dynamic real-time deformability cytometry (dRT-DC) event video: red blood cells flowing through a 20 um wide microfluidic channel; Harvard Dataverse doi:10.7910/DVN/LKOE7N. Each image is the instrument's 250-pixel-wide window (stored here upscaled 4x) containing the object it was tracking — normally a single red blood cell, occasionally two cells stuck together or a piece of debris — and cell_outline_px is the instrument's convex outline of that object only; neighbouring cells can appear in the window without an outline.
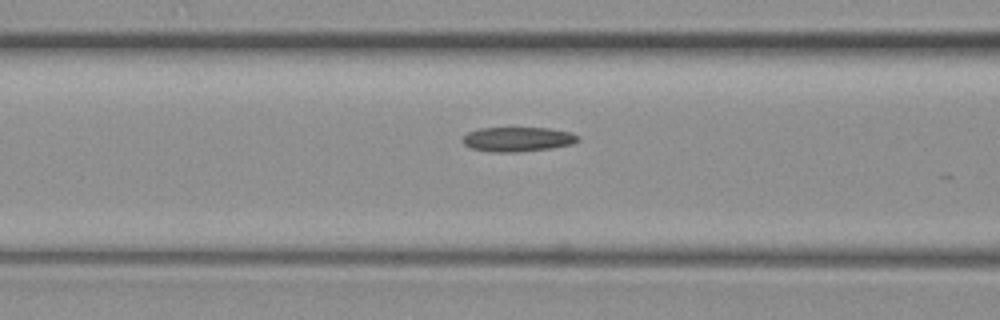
{"species": "common noctule bat (a hibernating species)", "species_latin": "Nyctalus noctula", "temperature_condition": "warm", "stored_images_in_passage": 8, "camera_frame_rate_fps": 3000, "um_per_image_px": 0.085, "animal": {"sex": "female", "body_mass_g": 19.3, "forearm_length_mm": 54.1}, "frame": {"image": 1, "passage_image": 3, "time_ms": 0.667, "image_size_px": [1000, 320], "cell_outline_px": [[580, 140], [572, 144], [552, 148], [516, 152], [492, 152], [472, 148], [464, 144], [464, 136], [468, 132], [480, 128], [548, 128], [572, 132], [580, 136]], "centroid_in_image_um": [44.06, 11.83], "position_along_channel_um": 122.5, "area_um2": 16.47}}
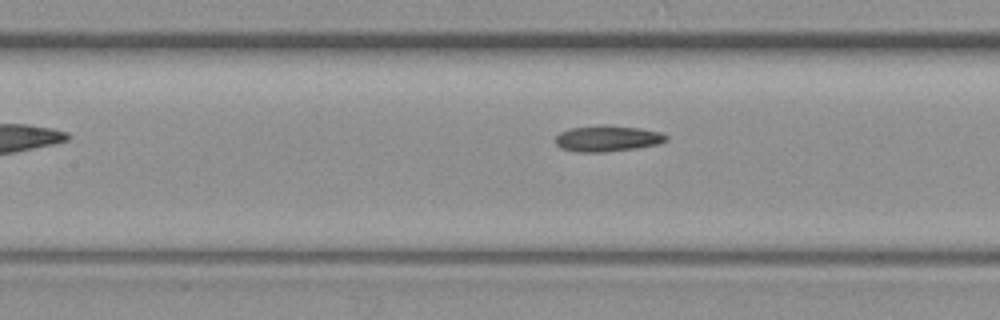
{"frame": {"image": 2, "passage_image": 6, "time_ms": 1.667, "image_size_px": [1000, 320], "cell_outline_px": [[668, 140], [656, 144], [636, 148], [604, 152], [576, 152], [560, 148], [556, 144], [556, 136], [560, 132], [568, 128], [604, 124], [640, 128], [660, 132], [668, 136]], "centroid_in_image_um": [51.6, 11.76], "position_along_channel_um": 155.8, "area_um2": 16.94}}